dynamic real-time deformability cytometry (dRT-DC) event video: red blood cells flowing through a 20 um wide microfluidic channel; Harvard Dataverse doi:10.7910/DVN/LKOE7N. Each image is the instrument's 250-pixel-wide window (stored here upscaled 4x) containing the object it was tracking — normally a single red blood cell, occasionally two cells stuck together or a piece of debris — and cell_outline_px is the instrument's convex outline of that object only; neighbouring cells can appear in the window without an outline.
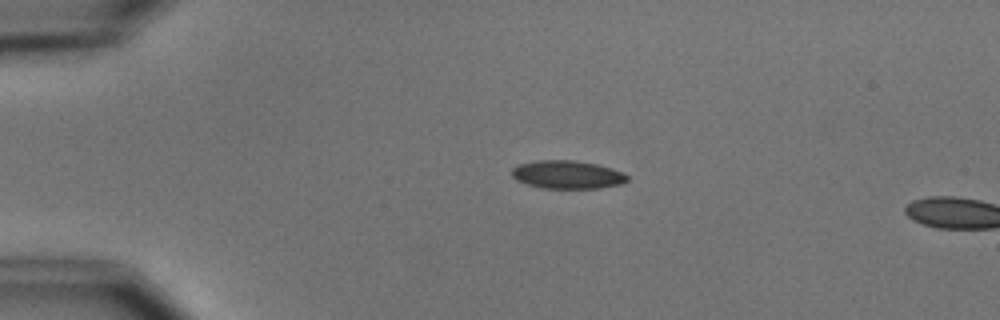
{"species": "common noctule bat (a hibernating species)", "species_latin": "Nyctalus noctula", "temperature_condition": "cold", "stored_images_in_passage": 14, "camera_frame_rate_fps": 3000, "um_per_image_px": 0.085, "animal": {"sex": "male", "body_mass_g": 15.6}, "frame": {"image": 1, "passage_image": 12, "time_ms": 3.667, "image_size_px": [1000, 320], "cell_outline_px": [[628, 180], [620, 184], [600, 188], [544, 188], [528, 184], [516, 180], [512, 176], [512, 168], [516, 164], [536, 160], [572, 160], [596, 164], [612, 168], [624, 172], [628, 176]], "centroid_in_image_um": [48.21, 14.83], "position_along_channel_um": 36.8, "area_um2": 19.02}}